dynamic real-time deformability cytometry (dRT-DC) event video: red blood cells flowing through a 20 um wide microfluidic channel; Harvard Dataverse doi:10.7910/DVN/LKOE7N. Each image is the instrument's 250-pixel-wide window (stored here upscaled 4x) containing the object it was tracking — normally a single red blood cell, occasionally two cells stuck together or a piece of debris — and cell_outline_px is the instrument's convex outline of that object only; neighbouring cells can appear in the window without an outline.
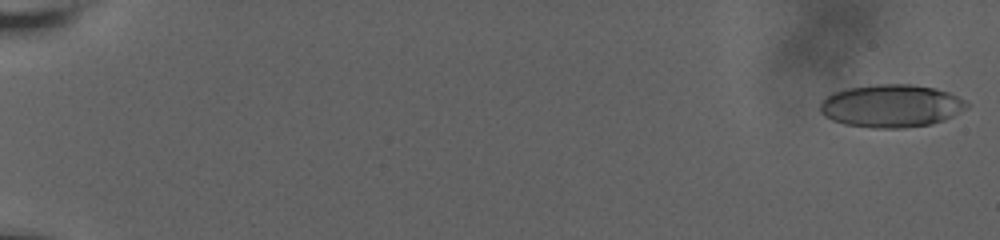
{"species": "human", "species_latin": "Homo sapiens", "temperature_condition": "room temperature", "stored_images_in_passage": 37, "camera_frame_rate_fps": 3000, "um_per_image_px": 0.085, "donor": {"sex": "male"}, "frame": {"image": 1, "passage_image": 1, "time_ms": 0.0, "image_size_px": [1000, 240], "cell_outline_px": [[968, 108], [944, 120], [932, 124], [904, 128], [872, 128], [844, 124], [832, 120], [824, 116], [820, 112], [820, 104], [824, 96], [832, 92], [848, 88], [876, 84], [912, 84], [936, 88], [948, 92], [964, 100], [968, 104]], "centroid_in_image_um": [75.73, 9.0], "position_along_channel_um": 9.3, "area_um2": 36.88}}
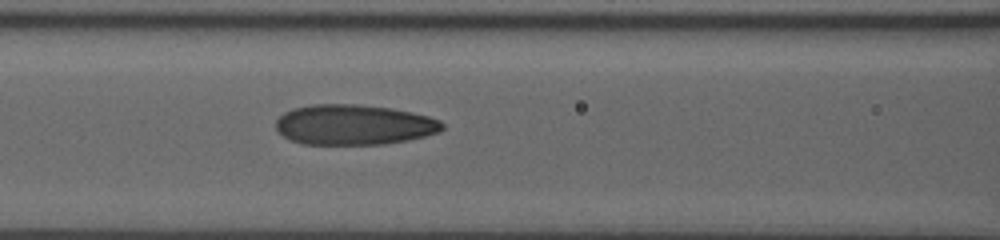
{"frame": {"image": 2, "passage_image": 22, "time_ms": 9.333, "image_size_px": [1000, 240], "cell_outline_px": [[444, 128], [440, 132], [408, 140], [384, 144], [304, 144], [292, 140], [284, 136], [276, 128], [276, 120], [284, 112], [292, 108], [312, 104], [356, 104], [392, 108], [412, 112], [428, 116], [440, 120], [444, 124]], "centroid_in_image_um": [30.1, 10.59], "position_along_channel_um": 136.5, "area_um2": 39.13}}
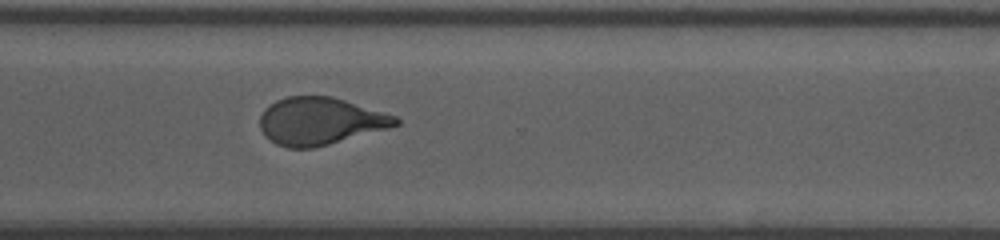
{"frame": {"image": 3, "passage_image": 37, "time_ms": 15.0, "image_size_px": [1000, 240], "cell_outline_px": [[400, 124], [392, 128], [312, 148], [288, 148], [276, 144], [264, 136], [260, 128], [260, 116], [264, 108], [276, 100], [288, 96], [332, 96], [396, 116], [400, 120]], "centroid_in_image_um": [27.21, 10.3], "position_along_channel_um": 343.4, "area_um2": 37.63}}